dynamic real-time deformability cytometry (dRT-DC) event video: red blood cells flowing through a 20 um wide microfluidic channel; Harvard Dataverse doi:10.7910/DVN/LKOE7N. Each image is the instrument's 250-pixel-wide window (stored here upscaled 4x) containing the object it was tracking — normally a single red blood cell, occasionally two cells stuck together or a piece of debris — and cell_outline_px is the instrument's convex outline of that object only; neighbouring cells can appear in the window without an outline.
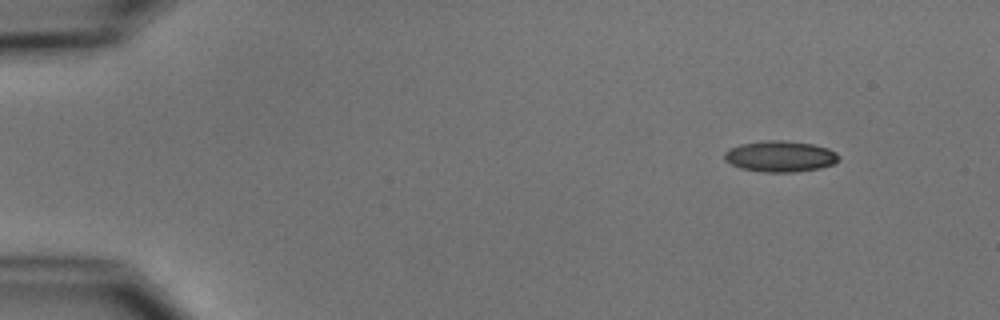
{"species": "common noctule bat (a hibernating species)", "species_latin": "Nyctalus noctula", "temperature_condition": "cold", "stored_images_in_passage": 4, "camera_frame_rate_fps": 3000, "um_per_image_px": 0.085, "animal": {"sex": "male", "body_mass_g": 15.6}, "frame": {"image": 1, "passage_image": 1, "time_ms": 0.0, "image_size_px": [1000, 320], "cell_outline_px": [[840, 156], [832, 164], [820, 168], [796, 172], [764, 172], [740, 168], [724, 160], [724, 152], [740, 144], [764, 140], [784, 140], [812, 144], [828, 148], [836, 152]], "centroid_in_image_um": [66.31, 13.29], "position_along_channel_um": 18.7, "area_um2": 20.63}}
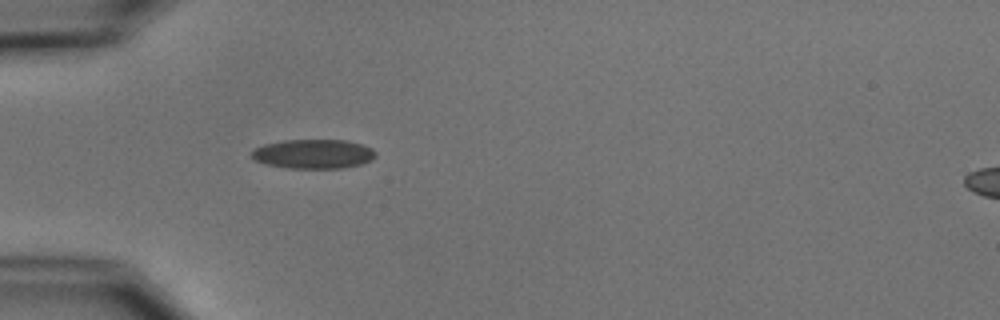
{"frame": {"image": 2, "passage_image": 4, "time_ms": 3.667, "image_size_px": [1000, 320], "cell_outline_px": [[376, 156], [372, 160], [360, 164], [340, 168], [288, 168], [268, 164], [256, 160], [252, 156], [252, 152], [256, 148], [264, 144], [284, 140], [348, 140], [372, 148], [376, 152]], "centroid_in_image_um": [26.68, 13.08], "position_along_channel_um": 58.3, "area_um2": 20.98}}